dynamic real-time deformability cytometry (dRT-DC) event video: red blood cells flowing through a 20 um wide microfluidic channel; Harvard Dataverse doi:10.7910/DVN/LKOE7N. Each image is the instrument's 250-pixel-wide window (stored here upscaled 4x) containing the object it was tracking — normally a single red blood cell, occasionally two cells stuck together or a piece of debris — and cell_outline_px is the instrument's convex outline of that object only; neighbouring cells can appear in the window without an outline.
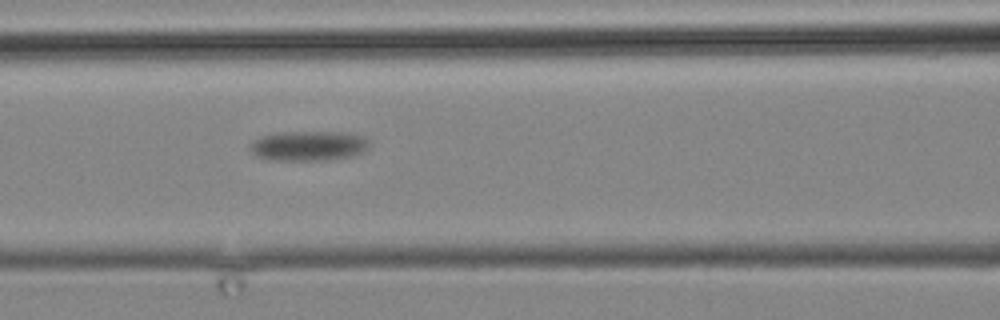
{"species": "common noctule bat (a hibernating species)", "species_latin": "Nyctalus noctula", "temperature_condition": "cold", "stored_images_in_passage": 17, "camera_frame_rate_fps": 3000, "um_per_image_px": 0.085, "animal": {"sex": "male", "body_mass_g": 19.2, "forearm_length_mm": 51.8}, "frame": {"image": 1, "passage_image": 17, "time_ms": 19.667, "image_size_px": [1000, 320], "cell_outline_px": [[368, 148], [352, 156], [328, 160], [268, 160], [256, 156], [252, 152], [252, 140], [260, 136], [280, 132], [340, 132], [364, 136], [368, 140]], "centroid_in_image_um": [26.21, 12.39], "position_along_channel_um": 140.4, "area_um2": 20.69}}